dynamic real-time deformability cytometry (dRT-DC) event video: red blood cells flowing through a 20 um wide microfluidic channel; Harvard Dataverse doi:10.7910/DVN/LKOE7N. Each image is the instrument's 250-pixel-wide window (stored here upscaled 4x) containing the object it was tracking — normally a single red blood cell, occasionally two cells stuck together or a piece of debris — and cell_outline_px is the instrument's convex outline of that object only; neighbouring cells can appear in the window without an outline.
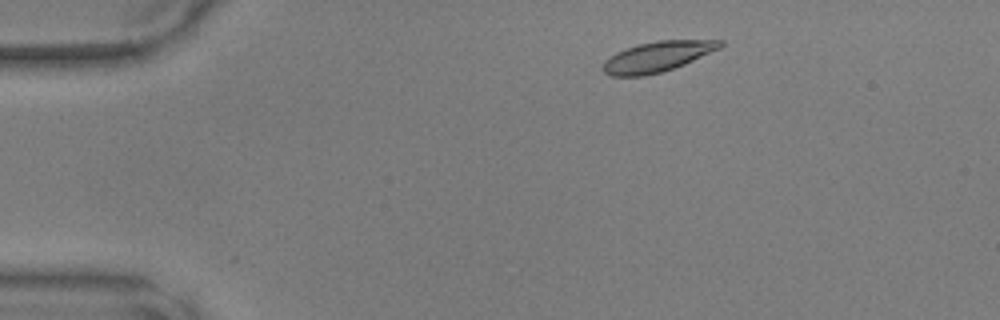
{"species": "common noctule bat (a hibernating species)", "species_latin": "Nyctalus noctula", "temperature_condition": "warm", "stored_images_in_passage": 44, "camera_frame_rate_fps": 3000, "um_per_image_px": 0.085, "animal": {"sex": "male", "body_mass_g": 17.9, "forearm_length_mm": 54.2}, "frame": {"image": 1, "passage_image": 4, "time_ms": 1.0, "image_size_px": [1000, 320], "cell_outline_px": [[724, 44], [720, 48], [684, 64], [660, 72], [644, 76], [612, 76], [604, 72], [600, 68], [604, 60], [616, 52], [640, 44], [656, 40], [724, 40]], "centroid_in_image_um": [55.85, 4.81], "position_along_channel_um": 29.2, "area_um2": 20.58}}
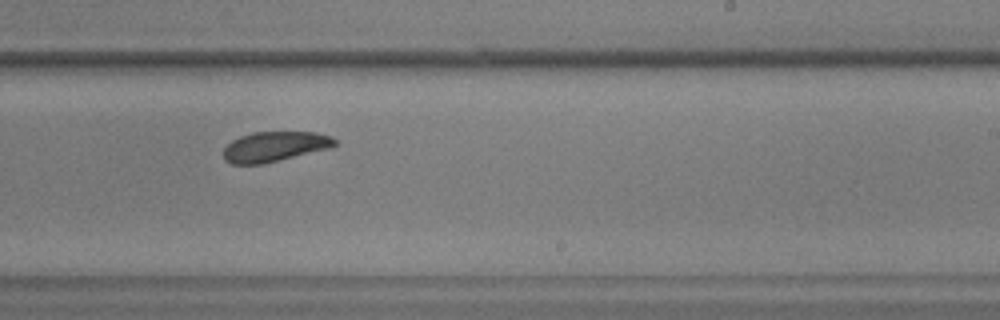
{"frame": {"image": 2, "passage_image": 26, "time_ms": 8.333, "image_size_px": [1000, 320], "cell_outline_px": [[336, 144], [332, 148], [260, 164], [232, 164], [224, 160], [224, 148], [232, 140], [240, 136], [252, 132], [316, 132], [332, 136], [336, 140]], "centroid_in_image_um": [23.36, 12.45], "position_along_channel_um": 265.6, "area_um2": 19.48}}
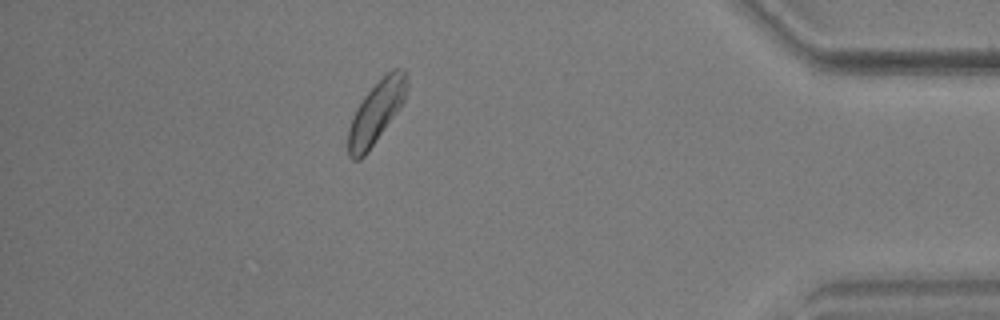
{"frame": {"image": 3, "passage_image": 39, "time_ms": 12.667, "image_size_px": [1000, 320], "cell_outline_px": [[408, 88], [404, 100], [396, 112], [368, 152], [360, 160], [352, 160], [348, 156], [348, 128], [356, 108], [364, 96], [392, 68], [404, 68], [408, 84]], "centroid_in_image_um": [31.96, 9.55], "position_along_channel_um": 403.2, "area_um2": 20.98}}